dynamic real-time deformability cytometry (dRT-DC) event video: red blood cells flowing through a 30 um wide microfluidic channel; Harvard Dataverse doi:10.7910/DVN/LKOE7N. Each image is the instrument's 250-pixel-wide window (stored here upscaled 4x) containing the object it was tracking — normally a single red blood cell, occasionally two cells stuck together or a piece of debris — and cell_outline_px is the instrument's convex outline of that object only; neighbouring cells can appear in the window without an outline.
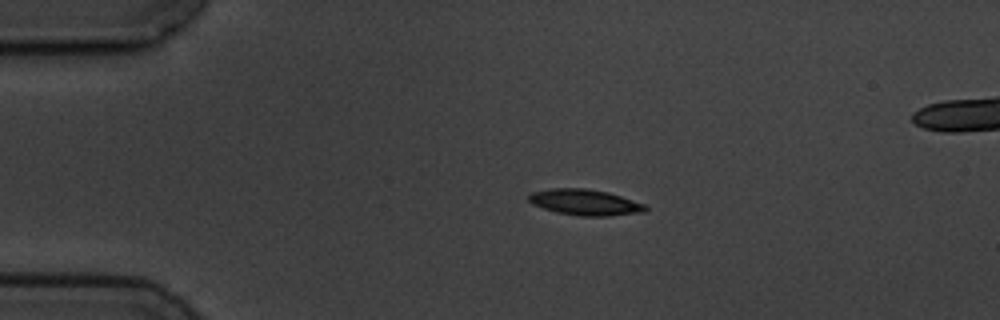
{"species": "common noctule bat (a hibernating species)", "species_latin": "Nyctalus noctula", "temperature_condition": "cold", "stored_images_in_passage": 4, "camera_frame_rate_fps": 3000, "um_per_image_px": 0.085, "animal": {"sex": "male", "body_mass_g": 19.5, "forearm_length_mm": 54.6}, "frame": {"image": 1, "passage_image": 2, "time_ms": 2.0, "image_size_px": [1000, 320], "cell_outline_px": [[648, 208], [644, 212], [608, 216], [580, 216], [556, 212], [532, 204], [528, 200], [528, 196], [532, 192], [552, 188], [588, 188], [608, 192], [644, 204]], "centroid_in_image_um": [49.71, 17.19], "position_along_channel_um": 35.3, "area_um2": 17.57}}